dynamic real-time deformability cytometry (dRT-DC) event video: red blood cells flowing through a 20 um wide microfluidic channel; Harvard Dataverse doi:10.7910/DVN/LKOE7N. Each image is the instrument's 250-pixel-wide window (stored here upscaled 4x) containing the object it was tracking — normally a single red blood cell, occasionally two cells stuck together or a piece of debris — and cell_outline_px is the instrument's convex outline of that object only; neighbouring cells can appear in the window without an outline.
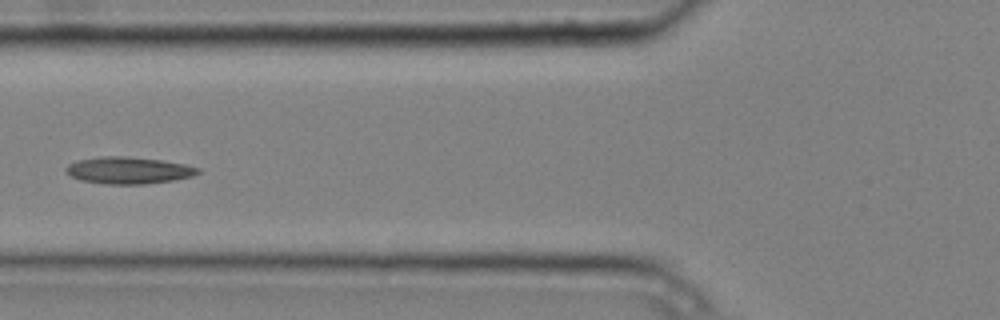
{"species": "common noctule bat (a hibernating species)", "species_latin": "Nyctalus noctula", "temperature_condition": "cold", "stored_images_in_passage": 5, "camera_frame_rate_fps": 3000, "um_per_image_px": 0.085, "animal": {"sex": "male", "body_mass_g": 20.4}, "frame": {"image": 1, "passage_image": 5, "time_ms": 1.333, "image_size_px": [1000, 320], "cell_outline_px": [[200, 172], [192, 176], [172, 180], [144, 184], [104, 184], [80, 180], [64, 172], [64, 168], [68, 164], [76, 160], [100, 156], [128, 156], [160, 160], [184, 164], [200, 168]], "centroid_in_image_um": [10.87, 14.47], "position_along_channel_um": 114.9, "area_um2": 20.75}}